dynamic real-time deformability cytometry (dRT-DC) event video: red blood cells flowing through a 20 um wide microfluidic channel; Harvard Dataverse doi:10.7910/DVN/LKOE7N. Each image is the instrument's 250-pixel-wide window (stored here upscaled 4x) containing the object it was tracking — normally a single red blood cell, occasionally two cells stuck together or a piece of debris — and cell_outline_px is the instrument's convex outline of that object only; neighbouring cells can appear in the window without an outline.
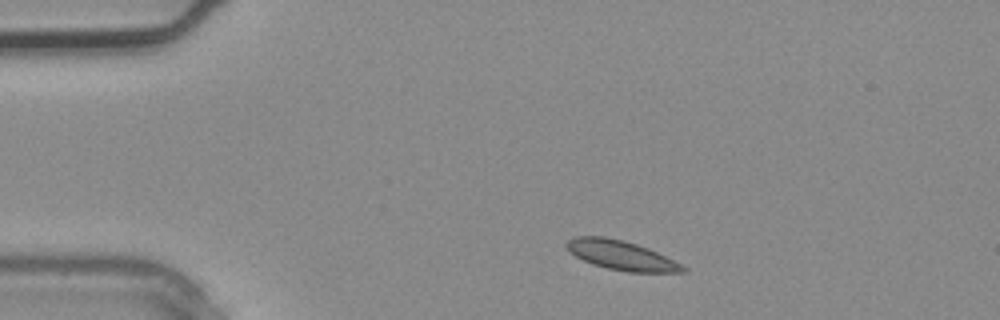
{"species": "common noctule bat (a hibernating species)", "species_latin": "Nyctalus noctula", "temperature_condition": "warm", "stored_images_in_passage": 2, "camera_frame_rate_fps": 3000, "um_per_image_px": 0.085, "animal": {"sex": "male", "body_mass_g": 20.4}, "frame": {"image": 1, "passage_image": 1, "time_ms": 0.0, "image_size_px": [1000, 320], "cell_outline_px": [[688, 272], [628, 272], [608, 268], [592, 264], [576, 256], [564, 244], [572, 236], [604, 236], [624, 240], [648, 248], [688, 268]], "centroid_in_image_um": [52.79, 21.69], "position_along_channel_um": 32.2, "area_um2": 19.71}}
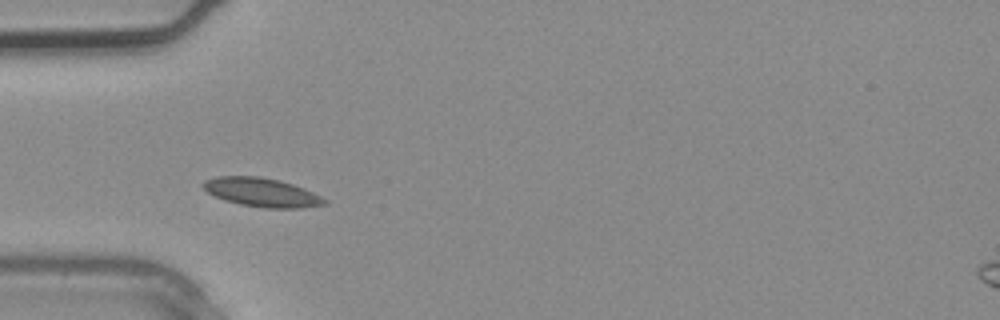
{"frame": {"image": 2, "passage_image": 2, "time_ms": 0.333, "image_size_px": [1000, 320], "cell_outline_px": [[328, 204], [300, 208], [264, 208], [240, 204], [224, 200], [208, 192], [200, 184], [204, 180], [216, 176], [260, 176], [280, 180], [304, 188], [328, 200]], "centroid_in_image_um": [22.25, 16.34], "position_along_channel_um": 62.8, "area_um2": 20.46}}